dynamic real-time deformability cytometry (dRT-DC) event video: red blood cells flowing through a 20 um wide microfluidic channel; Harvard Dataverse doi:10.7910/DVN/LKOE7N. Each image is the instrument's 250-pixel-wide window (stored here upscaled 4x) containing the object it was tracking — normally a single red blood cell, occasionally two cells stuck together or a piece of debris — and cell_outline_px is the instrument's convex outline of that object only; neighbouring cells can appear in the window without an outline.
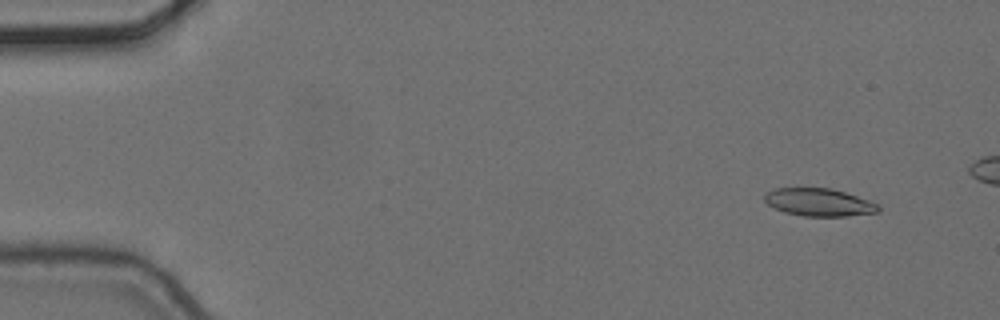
{"species": "common noctule bat (a hibernating species)", "species_latin": "Nyctalus noctula", "temperature_condition": "cold", "stored_images_in_passage": 5, "camera_frame_rate_fps": 3000, "um_per_image_px": 0.085, "animal": {"sex": "female", "body_mass_g": 24.6, "forearm_length_mm": 56.2}, "frame": {"image": 1, "passage_image": 2, "time_ms": 0.333, "image_size_px": [1000, 320], "cell_outline_px": [[880, 212], [848, 216], [804, 216], [784, 212], [768, 204], [764, 200], [764, 196], [768, 192], [776, 188], [832, 188], [880, 204]], "centroid_in_image_um": [69.65, 17.2], "position_along_channel_um": 15.3, "area_um2": 18.32}}